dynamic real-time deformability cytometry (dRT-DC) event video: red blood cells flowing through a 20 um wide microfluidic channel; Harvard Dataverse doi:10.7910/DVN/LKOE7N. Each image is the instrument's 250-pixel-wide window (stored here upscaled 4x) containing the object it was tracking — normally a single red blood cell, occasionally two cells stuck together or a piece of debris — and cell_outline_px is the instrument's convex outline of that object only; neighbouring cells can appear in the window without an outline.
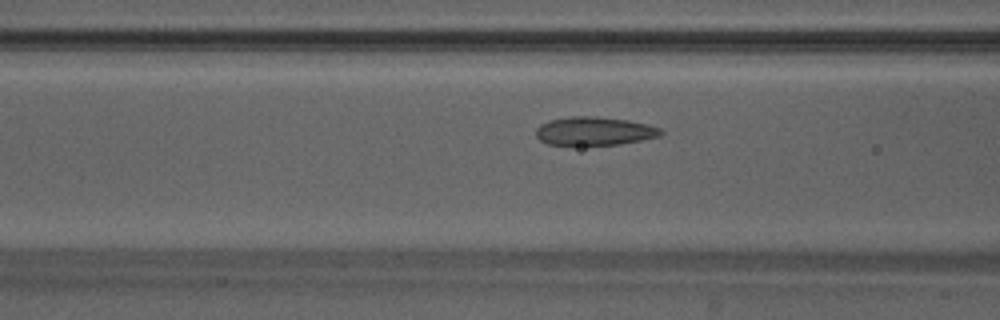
{"species": "Egyptian fruit bat (a non-hibernating species)", "species_latin": "Rousettus aegyptiacus", "temperature_condition": "warm", "stored_images_in_passage": 16, "camera_frame_rate_fps": 3000, "um_per_image_px": 0.085, "animal": {"sex": "male"}, "frame": {"image": 1, "passage_image": 14, "time_ms": 4.333, "image_size_px": [1000, 320], "cell_outline_px": [[664, 132], [660, 136], [620, 144], [548, 144], [540, 140], [536, 136], [536, 128], [540, 124], [548, 120], [568, 116], [596, 116], [628, 120], [648, 124], [660, 128]], "centroid_in_image_um": [50.51, 11.12], "position_along_channel_um": 116.1, "area_um2": 20.63}}